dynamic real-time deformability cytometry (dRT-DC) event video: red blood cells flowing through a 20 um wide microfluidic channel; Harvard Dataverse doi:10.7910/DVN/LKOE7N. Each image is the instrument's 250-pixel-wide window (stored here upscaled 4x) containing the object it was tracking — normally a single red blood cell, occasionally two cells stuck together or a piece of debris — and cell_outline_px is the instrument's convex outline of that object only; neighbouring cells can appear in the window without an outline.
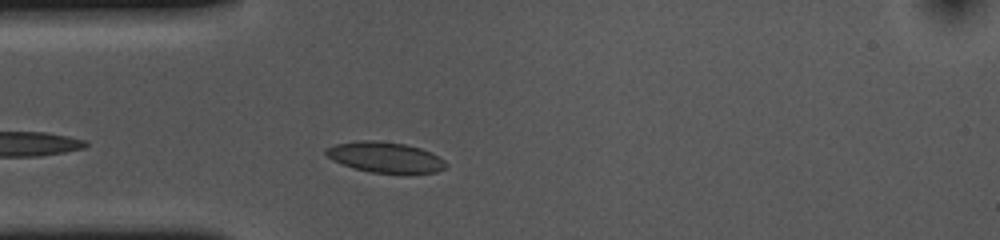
{"species": "common noctule bat (a hibernating species)", "species_latin": "Nyctalus noctula", "temperature_condition": "cold", "stored_images_in_passage": 11, "camera_frame_rate_fps": 3000, "um_per_image_px": 0.085, "animal": {"sex": "female", "body_mass_g": 10.0, "forearm_length_mm": 53.1}, "frame": {"image": 1, "passage_image": 4, "time_ms": 1.0, "image_size_px": [1000, 240], "cell_outline_px": [[448, 164], [444, 168], [436, 172], [404, 176], [372, 172], [352, 168], [332, 160], [324, 152], [324, 148], [336, 144], [360, 140], [376, 140], [404, 144], [420, 148], [444, 160]], "centroid_in_image_um": [32.74, 13.41], "position_along_channel_um": 52.3, "area_um2": 21.91}}
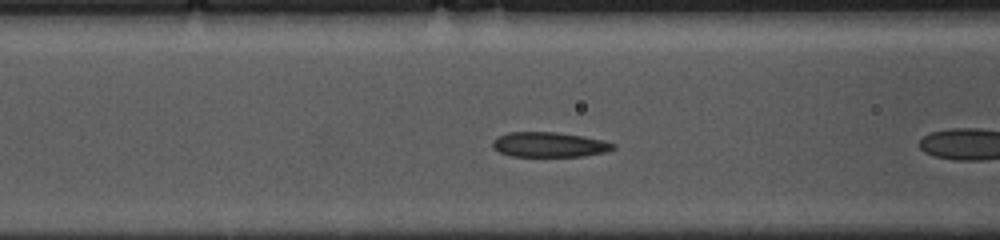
{"frame": {"image": 2, "passage_image": 7, "time_ms": 2.0, "image_size_px": [1000, 240], "cell_outline_px": [[616, 148], [604, 152], [584, 156], [512, 156], [500, 152], [492, 148], [492, 140], [496, 136], [508, 132], [556, 132], [604, 140], [616, 144]], "centroid_in_image_um": [46.66, 12.29], "position_along_channel_um": 119.9, "area_um2": 17.57}}
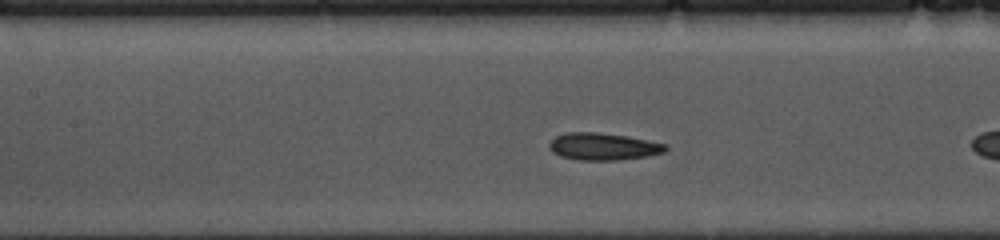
{"frame": {"image": 3, "passage_image": 10, "time_ms": 3.0, "image_size_px": [1000, 240], "cell_outline_px": [[668, 148], [664, 152], [644, 156], [616, 160], [580, 160], [560, 156], [552, 152], [548, 148], [548, 144], [556, 136], [568, 132], [596, 132], [624, 136], [668, 144]], "centroid_in_image_um": [51.23, 12.45], "position_along_channel_um": 156.2, "area_um2": 18.21}}